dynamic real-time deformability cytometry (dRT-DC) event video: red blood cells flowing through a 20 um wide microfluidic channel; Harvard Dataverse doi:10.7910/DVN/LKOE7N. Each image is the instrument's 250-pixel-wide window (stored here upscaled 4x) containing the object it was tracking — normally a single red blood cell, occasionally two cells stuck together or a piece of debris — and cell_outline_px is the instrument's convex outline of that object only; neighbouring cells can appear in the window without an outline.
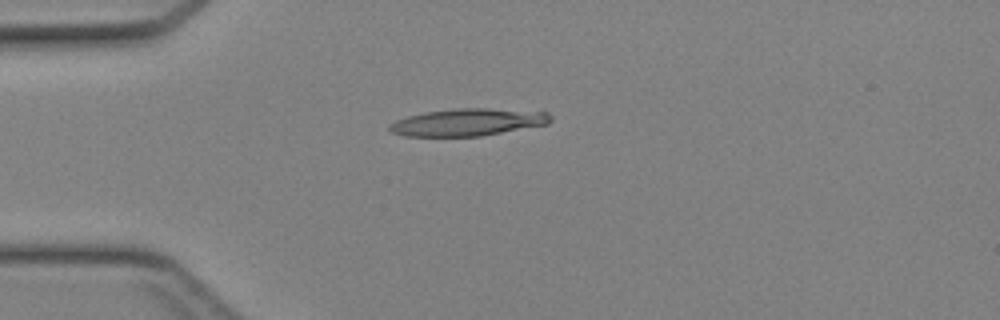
{"species": "Egyptian fruit bat (a non-hibernating species)", "species_latin": "Rousettus aegyptiacus", "temperature_condition": "cold", "stored_images_in_passage": 15, "camera_frame_rate_fps": 3000, "um_per_image_px": 0.085, "animal": {"sex": "female"}, "frame": {"image": 1, "passage_image": 12, "time_ms": 3.667, "image_size_px": [1000, 320], "cell_outline_px": [[552, 120], [548, 124], [480, 136], [404, 136], [392, 132], [388, 128], [388, 124], [396, 120], [408, 116], [424, 112], [456, 108], [488, 108], [548, 112], [552, 116]], "centroid_in_image_um": [39.76, 10.38], "position_along_channel_um": 45.2, "area_um2": 25.61}}